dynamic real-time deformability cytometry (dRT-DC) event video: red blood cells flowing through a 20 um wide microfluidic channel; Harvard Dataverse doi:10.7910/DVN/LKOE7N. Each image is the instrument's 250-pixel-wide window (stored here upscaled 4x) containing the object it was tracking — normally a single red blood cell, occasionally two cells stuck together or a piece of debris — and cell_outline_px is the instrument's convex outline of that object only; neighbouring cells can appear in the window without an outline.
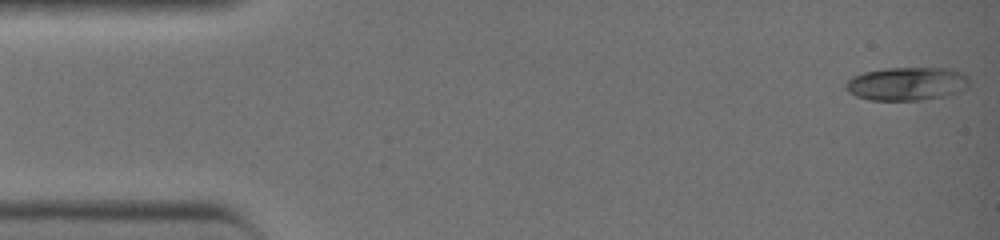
{"species": "common noctule bat (a hibernating species)", "species_latin": "Nyctalus noctula", "temperature_condition": "warm", "stored_images_in_passage": 41, "camera_frame_rate_fps": 3000, "um_per_image_px": 0.085, "animal": {"sex": "female", "body_mass_g": 19.0, "forearm_length_mm": 51.5}, "frame": {"image": 1, "passage_image": 1, "time_ms": 0.0, "image_size_px": [1000, 240], "cell_outline_px": [[968, 88], [960, 92], [948, 96], [920, 100], [868, 100], [856, 96], [848, 92], [844, 84], [852, 76], [864, 72], [884, 68], [948, 68], [964, 72], [968, 76]], "centroid_in_image_um": [77.11, 7.12], "position_along_channel_um": 7.9, "area_um2": 24.39}}
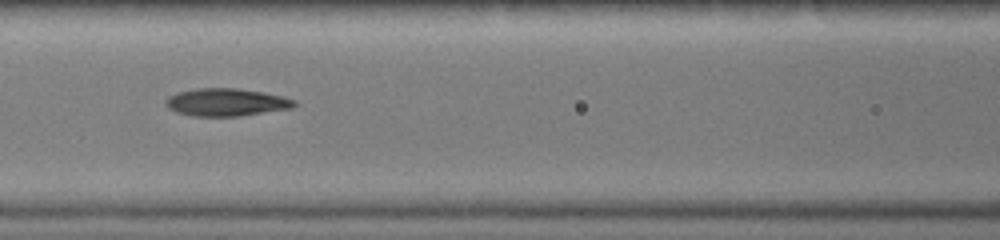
{"frame": {"image": 2, "passage_image": 18, "time_ms": 5.667, "image_size_px": [1000, 240], "cell_outline_px": [[296, 104], [288, 108], [236, 116], [196, 116], [176, 112], [168, 104], [168, 96], [176, 92], [196, 88], [236, 88], [264, 92], [296, 100]], "centroid_in_image_um": [19.22, 8.67], "position_along_channel_um": 147.4, "area_um2": 20.17}}
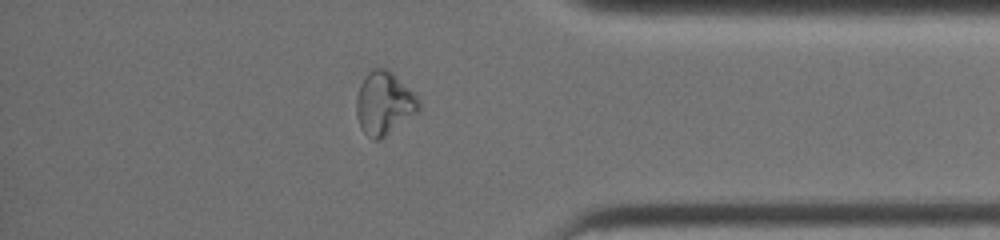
{"frame": {"image": 3, "passage_image": 35, "time_ms": 11.333, "image_size_px": [1000, 240], "cell_outline_px": [[420, 108], [416, 112], [384, 136], [376, 140], [364, 132], [360, 124], [356, 112], [356, 100], [360, 84], [368, 72], [372, 68], [384, 68], [392, 72], [416, 96], [420, 104]], "centroid_in_image_um": [32.62, 8.74], "position_along_channel_um": 402.6, "area_um2": 22.14}, "authors_computed_cell_mechanics": {"area_um2": 20.3456, "velocity_mm_per_s": 4.6619, "shape_relaxation_time_tau1_ms": 10.2411, "shape_relaxation_time_tau2_ms": 1.7475, "deformation_change_tau1": 0.3595, "deformation_change_tau2": 0.0598}}